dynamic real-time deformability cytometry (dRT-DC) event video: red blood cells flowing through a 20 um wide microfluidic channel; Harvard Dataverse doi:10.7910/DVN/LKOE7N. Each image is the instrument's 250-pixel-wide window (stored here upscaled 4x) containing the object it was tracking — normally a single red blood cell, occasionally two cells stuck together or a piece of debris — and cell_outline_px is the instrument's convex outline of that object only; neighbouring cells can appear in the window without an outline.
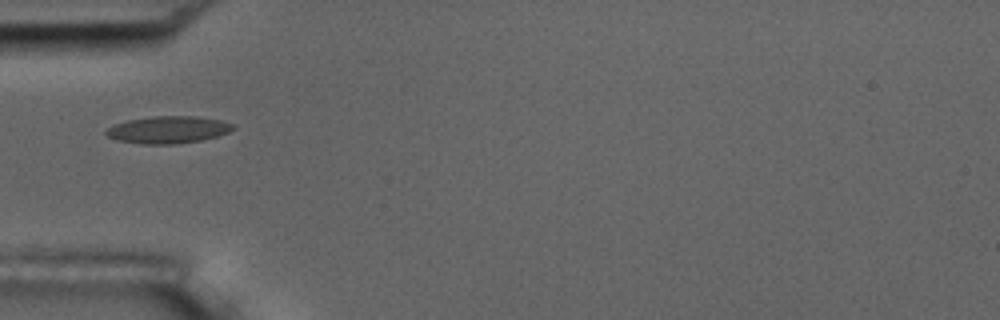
{"species": "common noctule bat (a hibernating species)", "species_latin": "Nyctalus noctula", "temperature_condition": "room temperature", "stored_images_in_passage": 10, "camera_frame_rate_fps": 3000, "um_per_image_px": 0.085, "animal": {"sex": "male", "body_mass_g": 17.5, "forearm_length_mm": 52.3}, "frame": {"image": 1, "passage_image": 1, "time_ms": 0.0, "image_size_px": [1000, 320], "cell_outline_px": [[236, 128], [228, 132], [216, 136], [200, 140], [176, 144], [140, 144], [116, 140], [108, 136], [104, 132], [108, 128], [116, 124], [128, 120], [152, 116], [196, 116], [220, 120], [236, 124]], "centroid_in_image_um": [14.31, 11.02], "position_along_channel_um": 70.7, "area_um2": 20.11}}
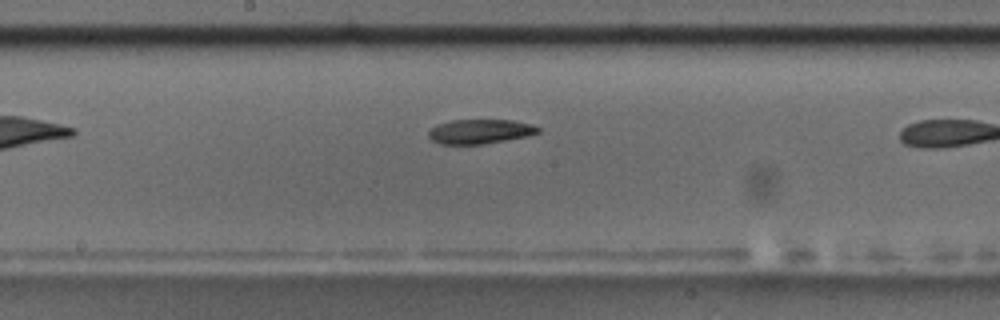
{"frame": {"image": 2, "passage_image": 9, "time_ms": 2.667, "image_size_px": [1000, 320], "cell_outline_px": [[540, 132], [528, 136], [484, 144], [440, 144], [432, 140], [428, 136], [428, 132], [436, 124], [452, 120], [512, 120], [532, 124], [540, 128]], "centroid_in_image_um": [40.8, 11.17], "position_along_channel_um": 207.4, "area_um2": 15.66}}